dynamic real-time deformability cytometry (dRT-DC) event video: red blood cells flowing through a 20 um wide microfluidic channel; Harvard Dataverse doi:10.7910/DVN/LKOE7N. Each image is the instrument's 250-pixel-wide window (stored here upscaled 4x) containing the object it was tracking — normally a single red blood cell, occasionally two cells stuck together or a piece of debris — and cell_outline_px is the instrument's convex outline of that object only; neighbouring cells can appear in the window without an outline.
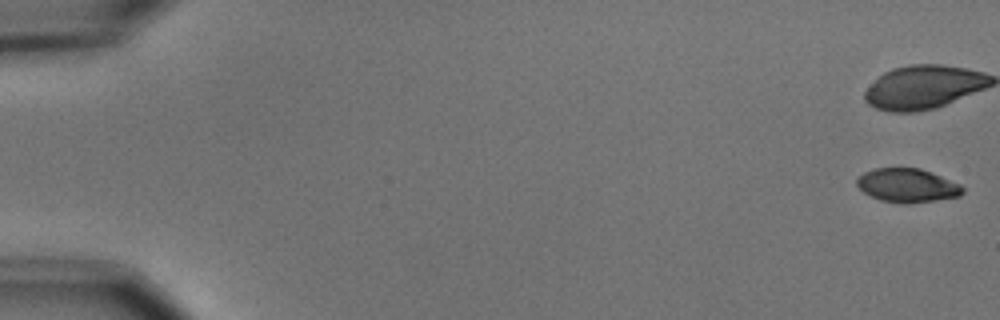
{"species": "common noctule bat (a hibernating species)", "species_latin": "Nyctalus noctula", "temperature_condition": "cold", "stored_images_in_passage": 4, "camera_frame_rate_fps": 3000, "um_per_image_px": 0.085, "animal": {"sex": "male", "body_mass_g": 15.6}, "frame": {"image": 1, "passage_image": 1, "time_ms": 0.0, "image_size_px": [1000, 320], "cell_outline_px": [[964, 192], [960, 196], [936, 200], [880, 200], [864, 192], [856, 184], [856, 176], [864, 172], [876, 168], [920, 168], [932, 172], [960, 184], [964, 188]], "centroid_in_image_um": [77.12, 15.7], "position_along_channel_um": 7.9, "area_um2": 20.06}}